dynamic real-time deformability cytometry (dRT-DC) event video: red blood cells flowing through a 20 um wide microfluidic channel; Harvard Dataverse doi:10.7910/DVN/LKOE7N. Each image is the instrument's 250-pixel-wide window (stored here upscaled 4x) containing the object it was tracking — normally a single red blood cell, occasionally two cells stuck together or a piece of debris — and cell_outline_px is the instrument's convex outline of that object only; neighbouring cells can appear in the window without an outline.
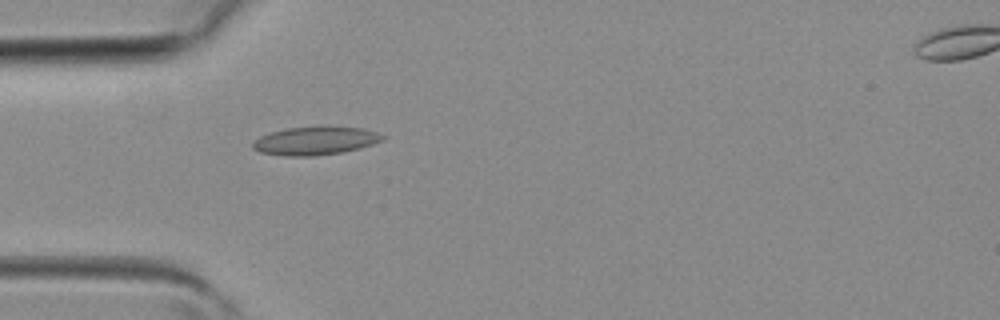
{"species": "common noctule bat (a hibernating species)", "species_latin": "Nyctalus noctula", "temperature_condition": "room temperature", "stored_images_in_passage": 4, "camera_frame_rate_fps": 3000, "um_per_image_px": 0.085, "animal": {"sex": "female", "body_mass_g": 19.3, "forearm_length_mm": 54.1}, "frame": {"image": 1, "passage_image": 3, "time_ms": 0.667, "image_size_px": [1000, 320], "cell_outline_px": [[384, 140], [360, 148], [344, 152], [316, 156], [284, 156], [260, 152], [252, 148], [252, 144], [260, 136], [272, 132], [288, 128], [364, 128], [376, 132], [384, 136]], "centroid_in_image_um": [26.79, 12.0], "position_along_channel_um": 58.2, "area_um2": 20.87}}